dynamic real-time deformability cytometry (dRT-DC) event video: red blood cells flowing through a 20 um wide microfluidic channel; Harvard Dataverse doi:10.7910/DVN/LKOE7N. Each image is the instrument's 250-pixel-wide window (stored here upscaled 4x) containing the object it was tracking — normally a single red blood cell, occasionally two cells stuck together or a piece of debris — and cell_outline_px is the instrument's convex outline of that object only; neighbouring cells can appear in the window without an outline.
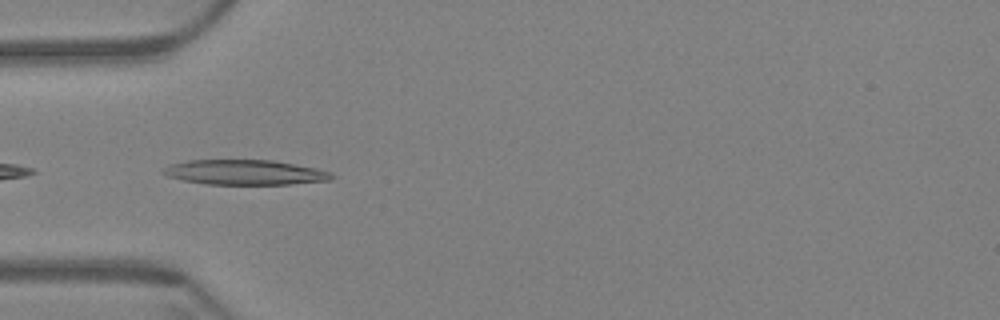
{"species": "Egyptian fruit bat (a non-hibernating species)", "species_latin": "Rousettus aegyptiacus", "temperature_condition": "warm", "stored_images_in_passage": 6, "camera_frame_rate_fps": 3000, "um_per_image_px": 0.085, "animal": {"sex": "female"}, "frame": {"image": 1, "passage_image": 2, "time_ms": 0.333, "image_size_px": [1000, 320], "cell_outline_px": [[336, 176], [332, 180], [288, 184], [204, 184], [184, 180], [168, 176], [160, 172], [164, 168], [172, 164], [188, 160], [272, 160], [316, 168], [328, 172]], "centroid_in_image_um": [20.82, 14.65], "position_along_channel_um": 64.2, "area_um2": 24.33}}
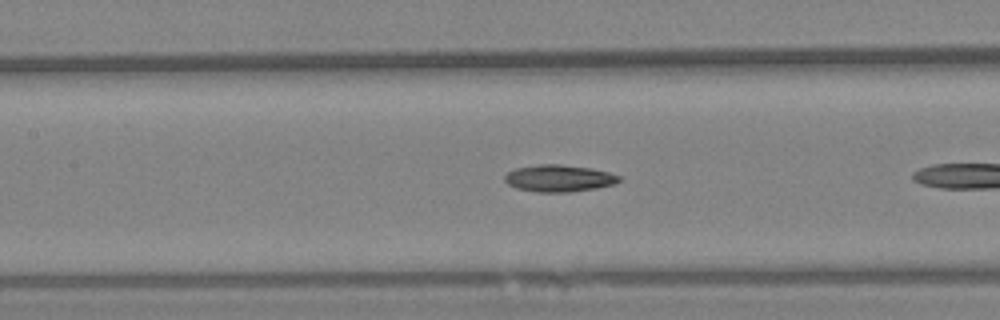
{"frame": {"image": 2, "passage_image": 5, "time_ms": 1.333, "image_size_px": [1000, 320], "cell_outline_px": [[620, 180], [612, 184], [596, 188], [572, 192], [536, 192], [516, 188], [508, 184], [504, 180], [504, 176], [508, 172], [516, 168], [540, 164], [560, 164], [592, 168], [608, 172], [620, 176]], "centroid_in_image_um": [47.49, 15.15], "position_along_channel_um": 159.9, "area_um2": 17.92}}